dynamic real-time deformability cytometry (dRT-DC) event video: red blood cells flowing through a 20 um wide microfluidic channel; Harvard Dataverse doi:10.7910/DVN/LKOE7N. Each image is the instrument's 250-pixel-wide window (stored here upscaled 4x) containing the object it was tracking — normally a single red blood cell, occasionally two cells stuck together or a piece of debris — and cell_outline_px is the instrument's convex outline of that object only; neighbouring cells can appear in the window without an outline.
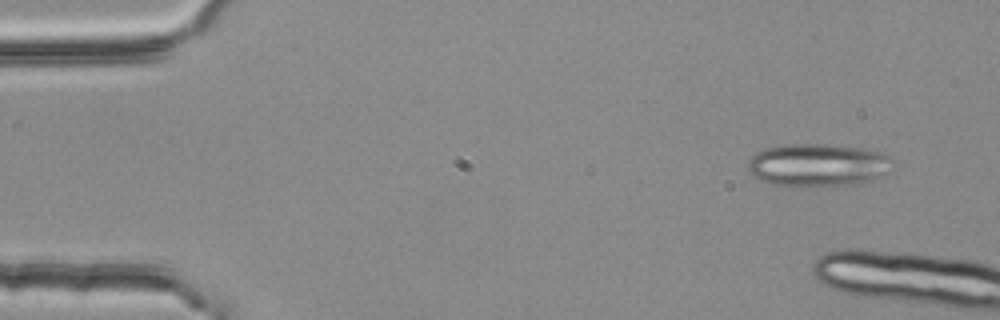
{"species": "common noctule bat (a hibernating species)", "species_latin": "Nyctalus noctula", "temperature_condition": "room temperature", "stored_images_in_passage": 2, "camera_frame_rate_fps": 3000, "um_per_image_px": 0.085, "animal": {"sex": "female", "body_mass_g": 25.1}, "frame": {"image": 1, "passage_image": 1, "time_ms": 0.0, "image_size_px": [1000, 320], "cell_outline_px": [[892, 160], [884, 172], [880, 176], [868, 180], [852, 184], [772, 184], [760, 180], [748, 172], [748, 160], [756, 152], [764, 148], [784, 144], [824, 144], [868, 148], [880, 152], [888, 156]], "centroid_in_image_um": [69.45, 13.97], "position_along_channel_um": 15.6, "area_um2": 35.2}}